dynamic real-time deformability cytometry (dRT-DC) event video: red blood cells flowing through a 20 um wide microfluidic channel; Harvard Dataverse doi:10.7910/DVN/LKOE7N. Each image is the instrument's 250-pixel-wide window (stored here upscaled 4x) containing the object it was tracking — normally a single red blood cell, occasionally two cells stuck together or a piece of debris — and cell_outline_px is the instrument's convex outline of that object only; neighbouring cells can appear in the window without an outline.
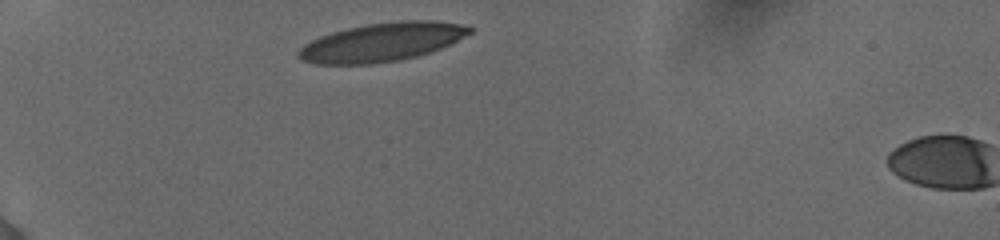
{"species": "human", "species_latin": "Homo sapiens", "temperature_condition": "cold", "stored_images_in_passage": 2, "camera_frame_rate_fps": 3000, "um_per_image_px": 0.085, "donor": {"sex": "female"}, "frame": {"image": 1, "passage_image": 1, "time_ms": 0.0, "image_size_px": [1000, 240], "cell_outline_px": [[472, 32], [440, 48], [416, 56], [400, 60], [372, 64], [316, 64], [304, 60], [296, 56], [296, 52], [304, 44], [320, 36], [332, 32], [348, 28], [368, 24], [400, 20], [436, 20], [468, 24], [472, 28]], "centroid_in_image_um": [32.47, 3.57], "position_along_channel_um": 52.5, "area_um2": 38.44}}